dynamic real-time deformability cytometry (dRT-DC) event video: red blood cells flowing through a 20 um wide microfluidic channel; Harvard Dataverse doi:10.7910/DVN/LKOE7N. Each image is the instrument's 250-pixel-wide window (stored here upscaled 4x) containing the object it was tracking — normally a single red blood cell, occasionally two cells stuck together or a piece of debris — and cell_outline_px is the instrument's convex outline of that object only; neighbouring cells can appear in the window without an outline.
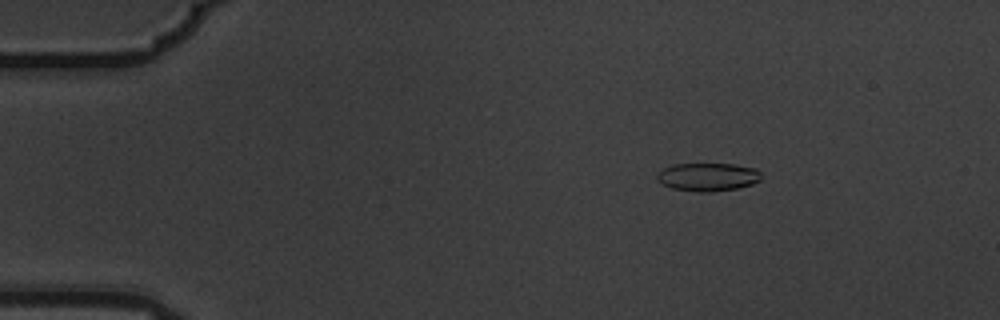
{"species": "common noctule bat (a hibernating species)", "species_latin": "Nyctalus noctula", "temperature_condition": "warm", "stored_images_in_passage": 6, "camera_frame_rate_fps": 3000, "um_per_image_px": 0.085, "animal": {"sex": "male", "body_mass_g": 19.5, "forearm_length_mm": 54.6}, "frame": {"image": 1, "passage_image": 3, "time_ms": 0.667, "image_size_px": [1000, 320], "cell_outline_px": [[760, 180], [752, 184], [736, 188], [712, 192], [696, 192], [672, 188], [656, 180], [656, 176], [664, 168], [672, 164], [736, 164], [756, 168], [760, 172]], "centroid_in_image_um": [60.17, 15.04], "position_along_channel_um": 24.8, "area_um2": 17.11}}
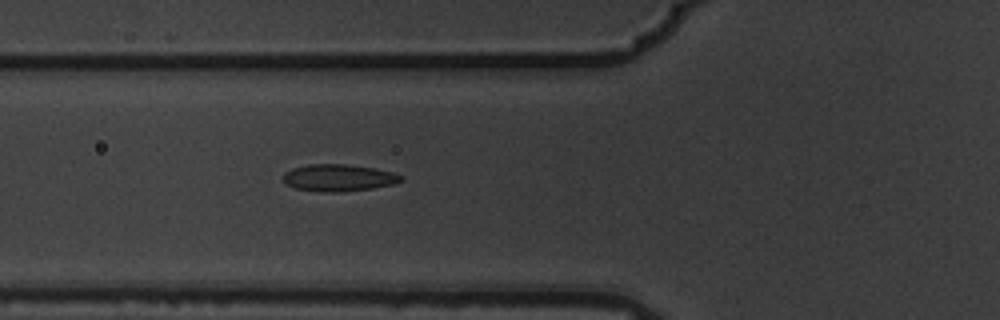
{"frame": {"image": 2, "passage_image": 6, "time_ms": 1.667, "image_size_px": [1000, 320], "cell_outline_px": [[404, 180], [392, 184], [372, 188], [340, 192], [320, 192], [296, 188], [284, 184], [284, 172], [292, 168], [308, 164], [344, 164], [372, 168], [392, 172], [404, 176]], "centroid_in_image_um": [28.76, 15.11], "position_along_channel_um": 97.0, "area_um2": 18.5}}